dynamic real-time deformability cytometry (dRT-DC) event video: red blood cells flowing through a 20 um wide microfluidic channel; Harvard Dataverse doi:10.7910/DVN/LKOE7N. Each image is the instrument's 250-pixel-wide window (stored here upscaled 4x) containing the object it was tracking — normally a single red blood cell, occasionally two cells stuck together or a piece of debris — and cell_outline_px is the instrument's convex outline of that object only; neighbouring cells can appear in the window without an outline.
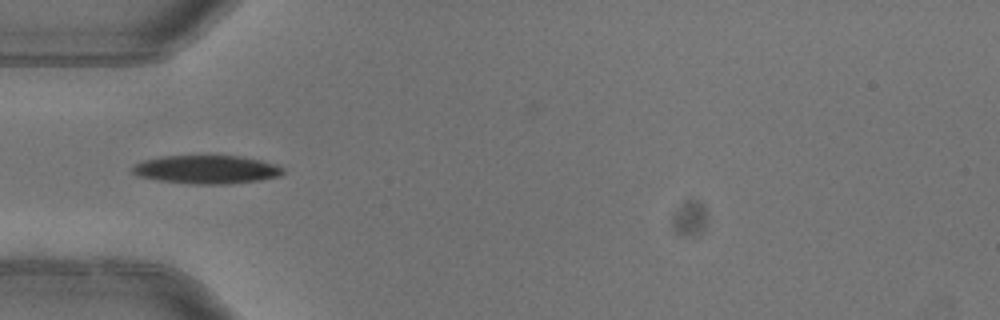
{"species": "common noctule bat (a hibernating species)", "species_latin": "Nyctalus noctula", "temperature_condition": "warm", "stored_images_in_passage": 1, "camera_frame_rate_fps": 3000, "um_per_image_px": 0.085, "animal": {"sex": "female"}, "frame": {"image": 1, "passage_image": 1, "time_ms": 0.0, "image_size_px": [1000, 320], "cell_outline_px": [[284, 172], [280, 176], [260, 180], [228, 184], [192, 184], [160, 180], [136, 176], [132, 172], [132, 168], [136, 164], [144, 160], [160, 156], [236, 156], [260, 160], [276, 164], [284, 168]], "centroid_in_image_um": [17.57, 14.41], "position_along_channel_um": 67.4, "area_um2": 24.85}}